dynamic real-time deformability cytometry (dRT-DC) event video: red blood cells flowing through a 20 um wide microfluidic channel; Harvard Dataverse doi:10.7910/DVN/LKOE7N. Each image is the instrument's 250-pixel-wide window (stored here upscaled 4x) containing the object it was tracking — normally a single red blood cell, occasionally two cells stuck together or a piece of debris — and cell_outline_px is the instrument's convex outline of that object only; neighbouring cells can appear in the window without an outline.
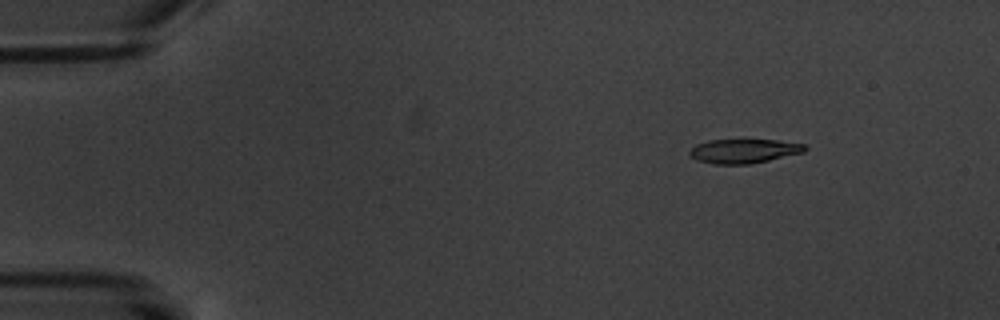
{"species": "common noctule bat (a hibernating species)", "species_latin": "Nyctalus noctula", "temperature_condition": "warm", "stored_images_in_passage": 7, "camera_frame_rate_fps": 3000, "um_per_image_px": 0.085, "animal": {"sex": "male", "body_mass_g": 20.1, "forearm_length_mm": 53.5}, "frame": {"image": 1, "passage_image": 3, "time_ms": 2.333, "image_size_px": [1000, 320], "cell_outline_px": [[808, 148], [804, 152], [768, 160], [748, 164], [716, 164], [696, 160], [688, 156], [688, 152], [696, 144], [708, 140], [776, 140], [804, 144]], "centroid_in_image_um": [63.19, 12.84], "position_along_channel_um": 21.8, "area_um2": 16.18}}
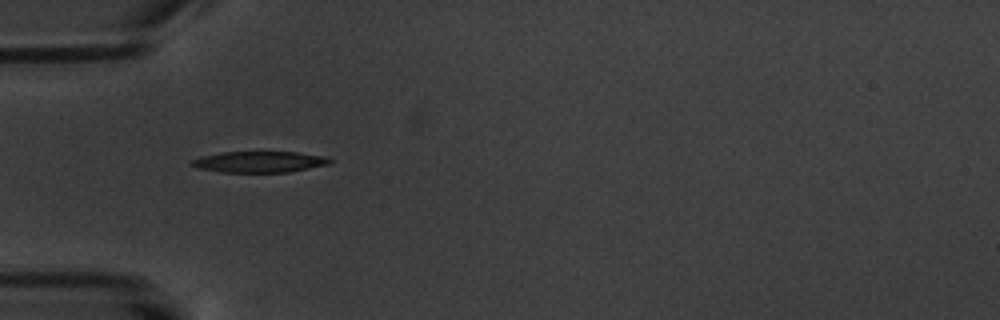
{"frame": {"image": 2, "passage_image": 6, "time_ms": 6.0, "image_size_px": [1000, 320], "cell_outline_px": [[332, 160], [328, 164], [288, 172], [220, 172], [200, 168], [192, 164], [192, 160], [200, 156], [220, 152], [296, 152], [324, 156]], "centroid_in_image_um": [22.03, 13.75], "position_along_channel_um": 63.0, "area_um2": 16.76}}